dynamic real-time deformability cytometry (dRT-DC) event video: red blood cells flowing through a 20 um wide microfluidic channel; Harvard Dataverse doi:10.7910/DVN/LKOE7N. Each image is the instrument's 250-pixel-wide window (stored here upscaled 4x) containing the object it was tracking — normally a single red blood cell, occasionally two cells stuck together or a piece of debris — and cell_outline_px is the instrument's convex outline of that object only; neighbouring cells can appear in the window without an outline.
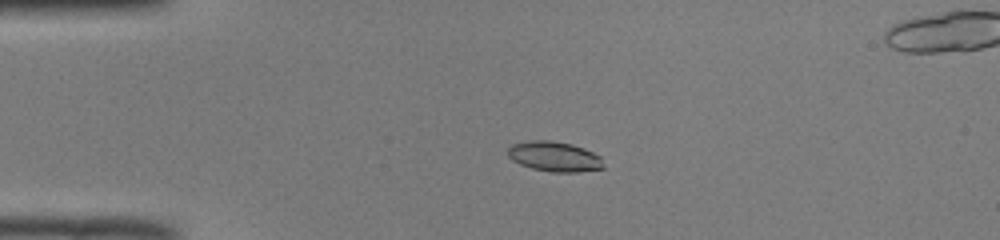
{"species": "common noctule bat (a hibernating species)", "species_latin": "Nyctalus noctula", "temperature_condition": "room temperature", "stored_images_in_passage": 41, "segment_of_instrument_passage": [1, 2], "camera_frame_rate_fps": 3000, "um_per_image_px": 0.085, "animal": {"sex": "male", "body_mass_g": 19.0, "forearm_length_mm": 50.8}, "frame": {"image": 1, "passage_image": 1, "time_ms": 0.0, "image_size_px": [1000, 240], "cell_outline_px": [[604, 168], [576, 172], [552, 172], [532, 168], [520, 164], [512, 160], [508, 156], [508, 148], [512, 144], [532, 140], [548, 140], [572, 144], [584, 148], [600, 156], [604, 164]], "centroid_in_image_um": [47.13, 13.3], "position_along_channel_um": 37.9, "area_um2": 16.7}}
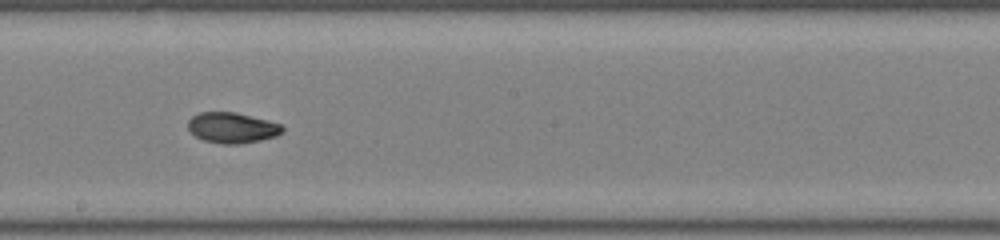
{"frame": {"image": 2, "passage_image": 18, "time_ms": 5.667, "image_size_px": [1000, 240], "cell_outline_px": [[284, 132], [276, 136], [260, 140], [240, 144], [224, 144], [204, 140], [196, 136], [188, 128], [188, 120], [192, 116], [200, 112], [236, 112], [268, 120], [280, 124], [284, 128]], "centroid_in_image_um": [19.75, 10.85], "position_along_channel_um": 228.5, "area_um2": 16.82}}
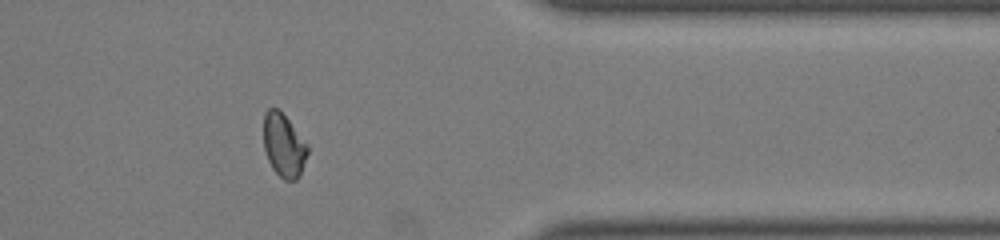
{"frame": {"image": 3, "passage_image": 31, "time_ms": 10.0, "image_size_px": [1000, 240], "cell_outline_px": [[308, 152], [300, 176], [296, 180], [284, 180], [272, 168], [268, 160], [264, 148], [264, 112], [268, 108], [280, 108], [308, 144]], "centroid_in_image_um": [24.13, 12.32], "position_along_channel_um": 387.3, "area_um2": 16.47}}